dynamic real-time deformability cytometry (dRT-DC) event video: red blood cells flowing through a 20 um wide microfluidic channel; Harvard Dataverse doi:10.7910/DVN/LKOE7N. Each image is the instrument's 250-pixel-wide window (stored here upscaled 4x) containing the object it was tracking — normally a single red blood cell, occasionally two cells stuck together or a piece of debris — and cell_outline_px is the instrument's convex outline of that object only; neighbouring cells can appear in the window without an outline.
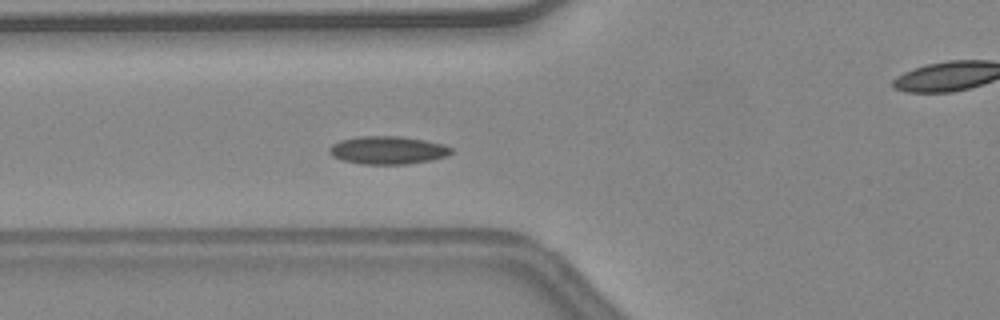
{"species": "common noctule bat (a hibernating species)", "species_latin": "Nyctalus noctula", "temperature_condition": "warm", "stored_images_in_passage": 41, "camera_frame_rate_fps": 3000, "um_per_image_px": 0.085, "animal": {"sex": "female", "body_mass_g": 24.6, "forearm_length_mm": 56.2}, "frame": {"image": 1, "passage_image": 12, "time_ms": 3.667, "image_size_px": [1000, 320], "cell_outline_px": [[452, 152], [448, 156], [432, 160], [404, 164], [360, 164], [344, 160], [332, 156], [328, 152], [328, 148], [332, 144], [340, 140], [360, 136], [400, 136], [424, 140], [444, 144], [452, 148]], "centroid_in_image_um": [32.96, 12.76], "position_along_channel_um": 92.8, "area_um2": 19.94}, "authors_computed_cell_mechanics": {"area_um2": 18.4382, "velocity_mm_per_s": 4.4696, "shape_relaxation_time_tau1_ms": 2.8809, "shape_relaxation_time_tau2_ms": null, "deformation_change_tau1": 0.0802, "deformation_change_tau2": null}}